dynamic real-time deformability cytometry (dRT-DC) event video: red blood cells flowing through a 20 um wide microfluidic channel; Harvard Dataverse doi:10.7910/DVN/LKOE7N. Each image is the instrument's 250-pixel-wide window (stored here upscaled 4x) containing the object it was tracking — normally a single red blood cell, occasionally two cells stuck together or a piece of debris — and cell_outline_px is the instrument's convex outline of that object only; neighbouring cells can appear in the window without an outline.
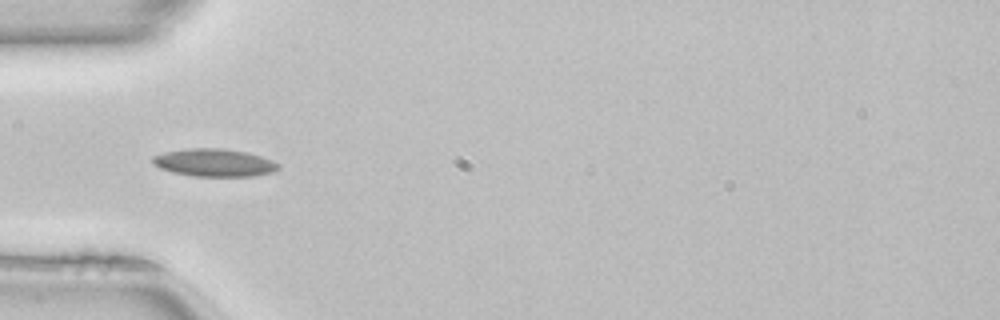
{"species": "common noctule bat (a hibernating species)", "species_latin": "Nyctalus noctula", "temperature_condition": "room temperature", "stored_images_in_passage": 35, "camera_frame_rate_fps": 3000, "um_per_image_px": 0.085, "animal": {"sex": "female", "body_mass_g": 22.7, "forearm_length_mm": 54.2}, "frame": {"image": 1, "passage_image": 1, "time_ms": 0.0, "image_size_px": [1000, 320], "cell_outline_px": [[280, 168], [272, 172], [252, 176], [192, 176], [172, 172], [160, 168], [152, 164], [152, 156], [164, 152], [188, 148], [224, 148], [248, 152], [272, 160], [280, 164]], "centroid_in_image_um": [18.2, 13.82], "position_along_channel_um": 66.8, "area_um2": 20.46}}